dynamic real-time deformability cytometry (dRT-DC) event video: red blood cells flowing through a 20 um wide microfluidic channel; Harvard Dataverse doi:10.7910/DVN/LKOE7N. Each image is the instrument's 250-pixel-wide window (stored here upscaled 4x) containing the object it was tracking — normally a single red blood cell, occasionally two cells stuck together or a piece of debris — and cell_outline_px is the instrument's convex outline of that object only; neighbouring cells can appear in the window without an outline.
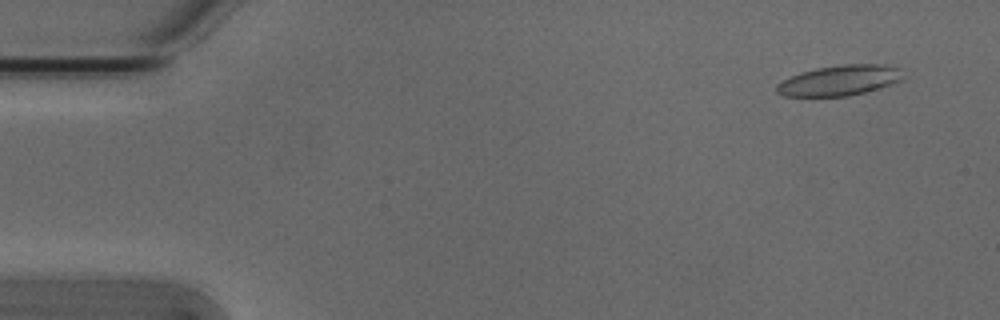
{"species": "Egyptian fruit bat (a non-hibernating species)", "species_latin": "Rousettus aegyptiacus", "temperature_condition": "cold", "stored_images_in_passage": 14, "camera_frame_rate_fps": 3000, "um_per_image_px": 0.085, "animal": {"sex": "male"}, "frame": {"image": 1, "passage_image": 1, "time_ms": 0.0, "image_size_px": [1000, 320], "cell_outline_px": [[900, 80], [880, 88], [848, 96], [784, 96], [776, 92], [776, 84], [800, 72], [816, 68], [840, 64], [884, 64], [900, 68]], "centroid_in_image_um": [71.32, 6.83], "position_along_channel_um": 13.7, "area_um2": 22.2}}
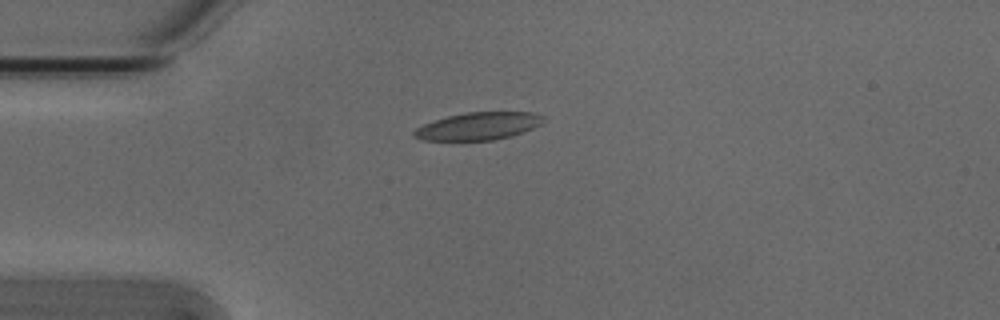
{"frame": {"image": 2, "passage_image": 11, "time_ms": 3.333, "image_size_px": [1000, 320], "cell_outline_px": [[544, 120], [540, 124], [532, 128], [512, 136], [492, 140], [420, 140], [412, 136], [412, 132], [416, 128], [424, 124], [448, 116], [468, 112], [532, 112], [544, 116]], "centroid_in_image_um": [40.65, 10.72], "position_along_channel_um": 44.4, "area_um2": 20.63}}